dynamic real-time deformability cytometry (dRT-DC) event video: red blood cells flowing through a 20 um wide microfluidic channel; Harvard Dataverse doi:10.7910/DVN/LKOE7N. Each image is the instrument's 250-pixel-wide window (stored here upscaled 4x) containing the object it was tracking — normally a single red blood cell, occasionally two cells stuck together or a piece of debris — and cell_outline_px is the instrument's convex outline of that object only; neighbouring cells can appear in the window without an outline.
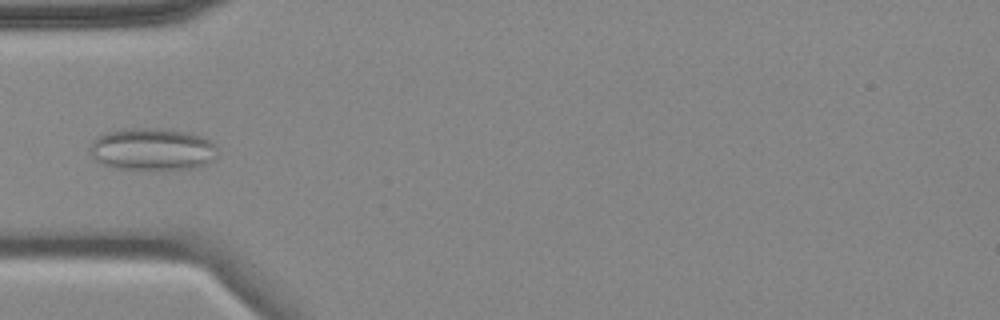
{"species": "common noctule bat (a hibernating species)", "species_latin": "Nyctalus noctula", "temperature_condition": "cold", "stored_images_in_passage": 11, "camera_frame_rate_fps": 3000, "um_per_image_px": 0.085, "animal": {"sex": "female", "body_mass_g": 18.4}, "frame": {"image": 1, "passage_image": 5, "time_ms": 5.667, "image_size_px": [1000, 320], "cell_outline_px": [[216, 160], [200, 168], [116, 168], [100, 164], [88, 152], [88, 148], [92, 140], [108, 132], [120, 128], [156, 128], [192, 132], [204, 136], [216, 148]], "centroid_in_image_um": [12.95, 12.67], "position_along_channel_um": 72.1, "area_um2": 31.62}}